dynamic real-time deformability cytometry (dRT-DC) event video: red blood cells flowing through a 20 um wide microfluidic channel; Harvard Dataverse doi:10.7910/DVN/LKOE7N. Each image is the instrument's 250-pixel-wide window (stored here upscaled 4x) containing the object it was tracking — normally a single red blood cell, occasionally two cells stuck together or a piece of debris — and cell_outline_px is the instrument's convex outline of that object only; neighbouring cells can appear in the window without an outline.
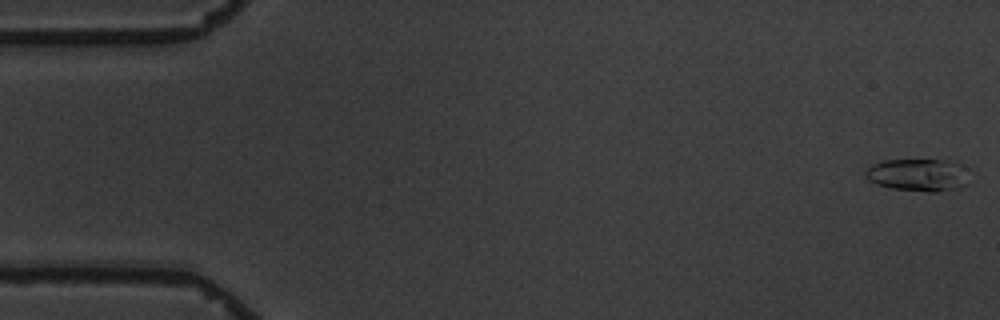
{"species": "common noctule bat (a hibernating species)", "species_latin": "Nyctalus noctula", "temperature_condition": "warm", "stored_images_in_passage": 6, "camera_frame_rate_fps": 3000, "um_per_image_px": 0.085, "animal": {"sex": "male", "body_mass_g": 19.5, "forearm_length_mm": 54.6}, "frame": {"image": 1, "passage_image": 1, "time_ms": 0.0, "image_size_px": [1000, 320], "cell_outline_px": [[968, 184], [960, 188], [936, 192], [932, 192], [892, 188], [876, 184], [868, 180], [864, 172], [872, 164], [884, 160], [952, 160], [960, 164]], "centroid_in_image_um": [78.01, 14.87], "position_along_channel_um": 7.0, "area_um2": 19.48}}
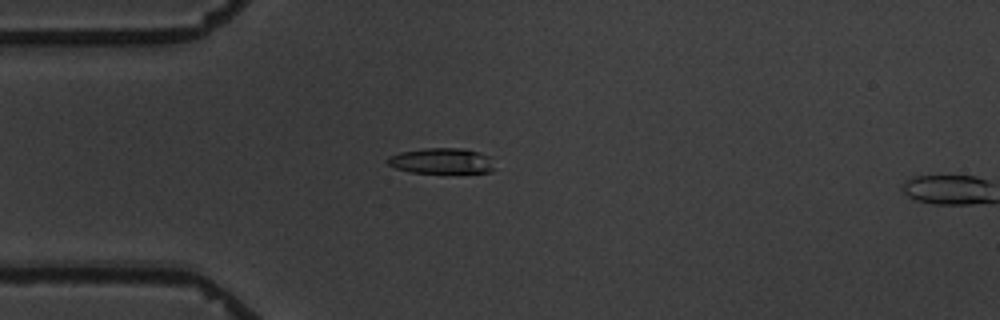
{"frame": {"image": 2, "passage_image": 5, "time_ms": 4.667, "image_size_px": [1000, 320], "cell_outline_px": [[496, 168], [492, 172], [412, 172], [396, 168], [388, 164], [384, 160], [388, 156], [400, 152], [424, 148], [464, 148], [480, 152], [488, 156]], "centroid_in_image_um": [37.52, 13.66], "position_along_channel_um": 47.5, "area_um2": 15.95}}